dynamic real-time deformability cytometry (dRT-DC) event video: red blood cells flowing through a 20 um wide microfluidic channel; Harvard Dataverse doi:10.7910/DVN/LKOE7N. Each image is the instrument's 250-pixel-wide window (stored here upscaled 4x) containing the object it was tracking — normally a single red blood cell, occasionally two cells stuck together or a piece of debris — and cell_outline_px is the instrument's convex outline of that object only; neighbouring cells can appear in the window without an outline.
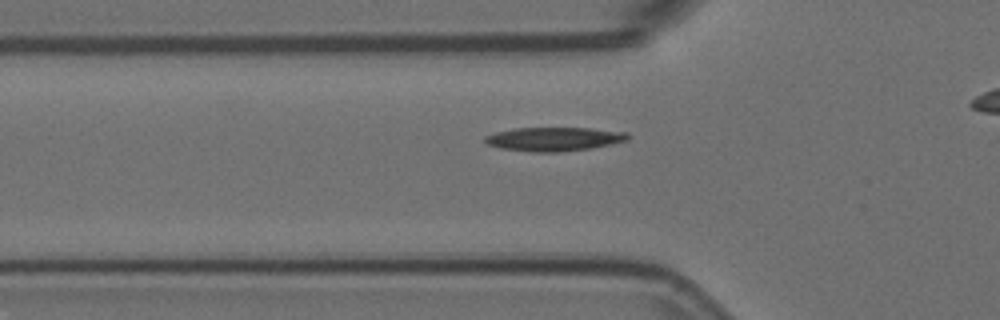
{"species": "Egyptian fruit bat (a non-hibernating species)", "species_latin": "Rousettus aegyptiacus", "temperature_condition": "room temperature", "stored_images_in_passage": 39, "camera_frame_rate_fps": 3000, "um_per_image_px": 0.085, "animal": {"sex": "female"}, "frame": {"image": 1, "passage_image": 11, "time_ms": 3.333, "image_size_px": [1000, 320], "cell_outline_px": [[632, 136], [628, 140], [592, 148], [560, 152], [532, 152], [500, 148], [488, 144], [484, 140], [484, 136], [496, 132], [512, 128], [588, 128], [628, 132]], "centroid_in_image_um": [47.11, 11.82], "position_along_channel_um": 78.7, "area_um2": 19.94}}
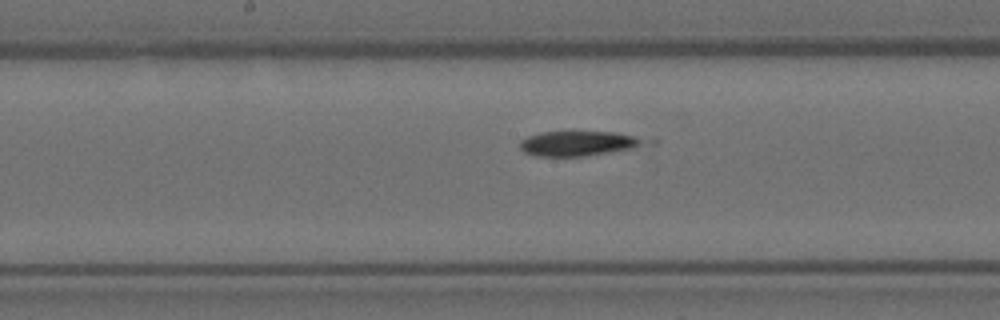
{"frame": {"image": 2, "passage_image": 21, "time_ms": 6.667, "image_size_px": [1000, 320], "cell_outline_px": [[660, 140], [656, 144], [636, 148], [584, 156], [536, 156], [524, 152], [520, 148], [520, 140], [528, 136], [540, 132], [572, 128], [616, 132], [656, 136]], "centroid_in_image_um": [49.51, 12.11], "position_along_channel_um": 198.7, "area_um2": 20.4}}
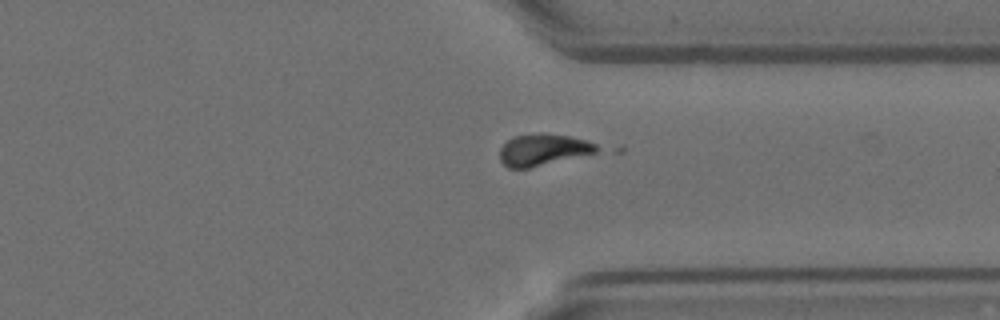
{"frame": {"image": 3, "passage_image": 35, "time_ms": 11.333, "image_size_px": [1000, 320], "cell_outline_px": [[604, 148], [596, 152], [528, 168], [508, 168], [500, 160], [500, 148], [512, 136], [540, 132], [544, 132], [568, 136], [584, 140], [596, 144]], "centroid_in_image_um": [46.15, 12.71], "position_along_channel_um": 365.2, "area_um2": 17.86}}